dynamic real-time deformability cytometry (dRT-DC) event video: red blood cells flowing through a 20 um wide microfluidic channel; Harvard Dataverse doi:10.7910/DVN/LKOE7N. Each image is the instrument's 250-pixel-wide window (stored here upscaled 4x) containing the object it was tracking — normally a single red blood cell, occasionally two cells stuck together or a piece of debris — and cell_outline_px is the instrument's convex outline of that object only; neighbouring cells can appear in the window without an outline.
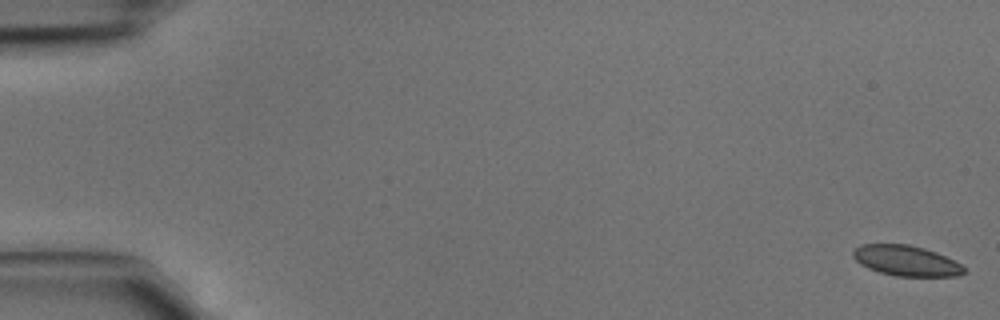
{"species": "common noctule bat (a hibernating species)", "species_latin": "Nyctalus noctula", "temperature_condition": "cold", "stored_images_in_passage": 46, "camera_frame_rate_fps": 3000, "um_per_image_px": 0.085, "animal": {"sex": "male", "body_mass_g": 15.6}, "frame": {"image": 1, "passage_image": 1, "time_ms": 0.0, "image_size_px": [1000, 320], "cell_outline_px": [[964, 272], [956, 276], [896, 276], [880, 272], [868, 268], [860, 264], [852, 256], [852, 252], [860, 244], [908, 244], [924, 248], [936, 252], [960, 264], [964, 268]], "centroid_in_image_um": [76.98, 22.15], "position_along_channel_um": 8.0, "area_um2": 19.48}}
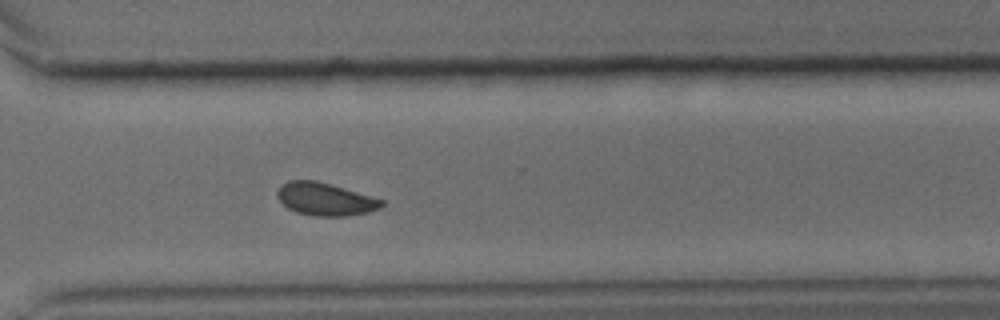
{"frame": {"image": 2, "passage_image": 34, "time_ms": 11.0, "image_size_px": [1000, 320], "cell_outline_px": [[384, 204], [380, 208], [368, 212], [348, 216], [312, 216], [296, 212], [288, 208], [276, 196], [276, 192], [280, 184], [288, 180], [316, 180], [332, 184], [372, 196], [384, 200]], "centroid_in_image_um": [27.63, 16.92], "position_along_channel_um": 343.0, "area_um2": 20.17}}
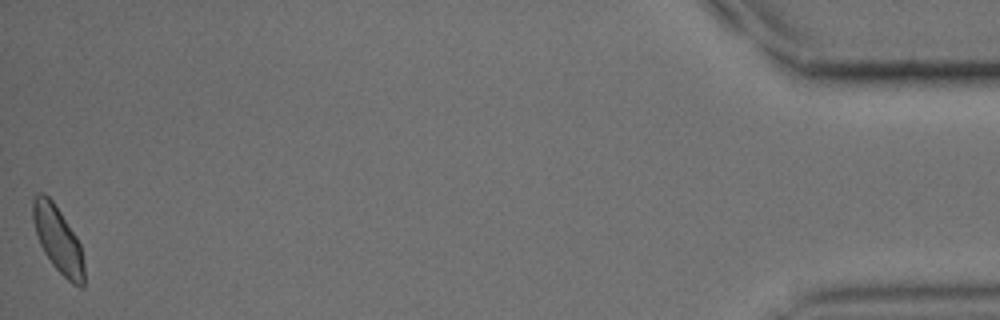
{"frame": {"image": 3, "passage_image": 46, "time_ms": 15.0, "image_size_px": [1000, 320], "cell_outline_px": [[84, 284], [80, 288], [72, 284], [52, 264], [44, 252], [40, 244], [32, 220], [32, 200], [36, 192], [44, 192], [52, 200], [76, 236], [80, 244], [84, 264]], "centroid_in_image_um": [4.91, 20.34], "position_along_channel_um": 430.3, "area_um2": 19.71}}